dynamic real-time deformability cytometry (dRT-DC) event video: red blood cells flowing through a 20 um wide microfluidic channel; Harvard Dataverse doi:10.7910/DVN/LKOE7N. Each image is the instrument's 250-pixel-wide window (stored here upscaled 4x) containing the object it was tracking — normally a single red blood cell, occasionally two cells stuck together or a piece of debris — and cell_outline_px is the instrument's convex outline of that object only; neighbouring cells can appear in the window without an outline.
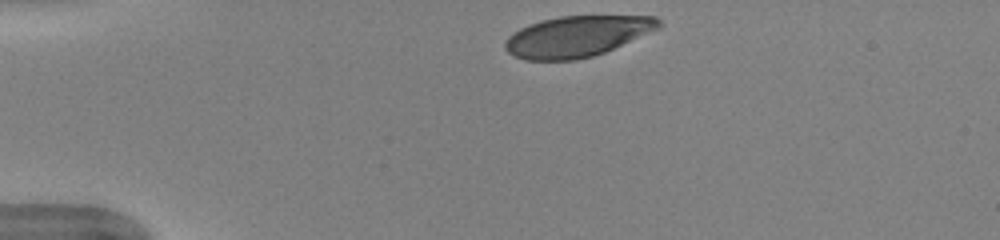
{"species": "human", "species_latin": "Homo sapiens", "temperature_condition": "warm", "stored_images_in_passage": 34, "camera_frame_rate_fps": 3000, "um_per_image_px": 0.085, "donor": {"sex": "female"}, "frame": {"image": 1, "passage_image": 1, "time_ms": 0.0, "image_size_px": [1000, 240], "cell_outline_px": [[660, 28], [604, 52], [592, 56], [572, 60], [524, 60], [508, 52], [504, 48], [504, 44], [508, 36], [520, 28], [528, 24], [540, 20], [560, 16], [656, 16], [660, 20]], "centroid_in_image_um": [49.02, 3.08], "position_along_channel_um": 36.0, "area_um2": 36.41}}
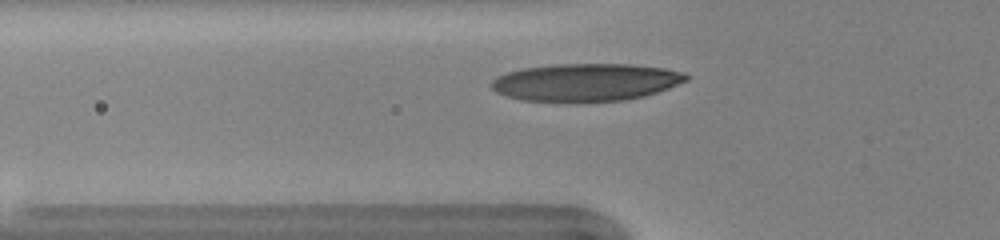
{"frame": {"image": 2, "passage_image": 8, "time_ms": 2.333, "image_size_px": [1000, 240], "cell_outline_px": [[688, 80], [668, 88], [644, 96], [624, 100], [520, 100], [496, 92], [492, 88], [492, 80], [496, 76], [508, 72], [524, 68], [556, 64], [632, 64], [664, 68], [684, 72], [688, 76]], "centroid_in_image_um": [49.82, 6.96], "position_along_channel_um": 76.0, "area_um2": 41.96}}
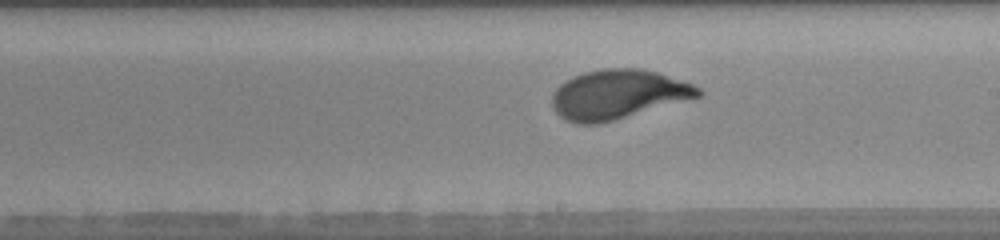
{"frame": {"image": 3, "passage_image": 20, "time_ms": 6.333, "image_size_px": [1000, 240], "cell_outline_px": [[704, 92], [700, 96], [600, 124], [576, 124], [564, 120], [552, 108], [552, 96], [556, 88], [560, 84], [584, 72], [600, 68], [644, 68], [692, 84], [700, 88]], "centroid_in_image_um": [52.49, 8.03], "position_along_channel_um": 236.5, "area_um2": 41.85}, "authors_computed_cell_mechanics": {"area_um2": 41.0958, "velocity_mm_per_s": 3.996, "shape_relaxation_time_tau1_ms": 2.6277, "shape_relaxation_time_tau2_ms": null, "deformation_change_tau1": 0.1656, "deformation_change_tau2": null}}